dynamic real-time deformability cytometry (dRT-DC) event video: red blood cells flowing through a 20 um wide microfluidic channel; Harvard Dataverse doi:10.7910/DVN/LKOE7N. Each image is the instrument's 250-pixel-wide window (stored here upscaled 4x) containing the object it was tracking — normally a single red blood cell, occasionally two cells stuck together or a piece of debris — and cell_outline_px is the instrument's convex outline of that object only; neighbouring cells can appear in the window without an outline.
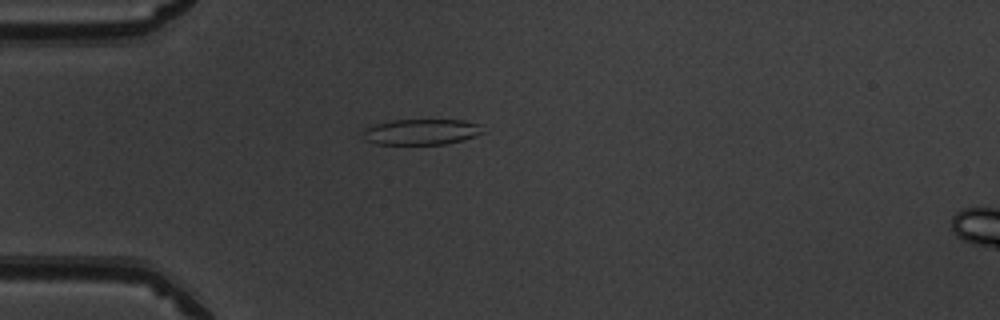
{"species": "common noctule bat (a hibernating species)", "species_latin": "Nyctalus noctula", "temperature_condition": "warm", "stored_images_in_passage": 41, "camera_frame_rate_fps": 3000, "um_per_image_px": 0.085, "animal": {"sex": "male", "body_mass_g": 19.5, "forearm_length_mm": 54.6}, "frame": {"image": 1, "passage_image": 4, "time_ms": 1.0, "image_size_px": [1000, 320], "cell_outline_px": [[484, 132], [460, 140], [444, 144], [376, 144], [364, 140], [360, 136], [364, 128], [376, 124], [392, 120], [464, 120], [476, 124]], "centroid_in_image_um": [35.69, 11.21], "position_along_channel_um": 49.3, "area_um2": 17.8}}
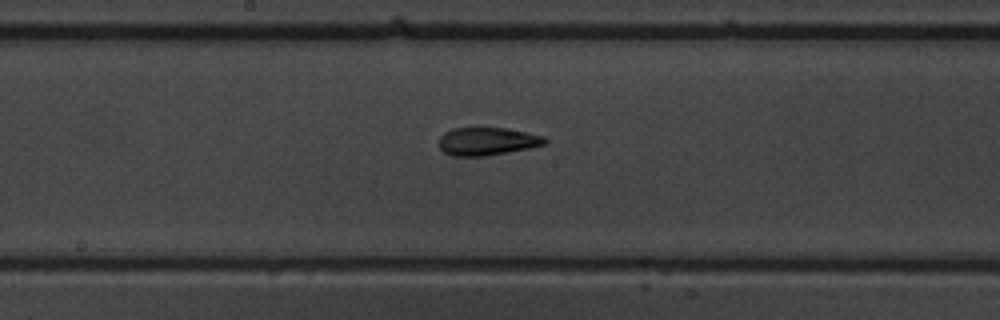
{"frame": {"image": 2, "passage_image": 17, "time_ms": 5.333, "image_size_px": [1000, 320], "cell_outline_px": [[548, 140], [544, 144], [528, 148], [484, 156], [452, 156], [444, 152], [440, 148], [440, 136], [444, 132], [452, 128], [504, 128], [544, 136]], "centroid_in_image_um": [41.37, 12.01], "position_along_channel_um": 206.8, "area_um2": 16.99}}
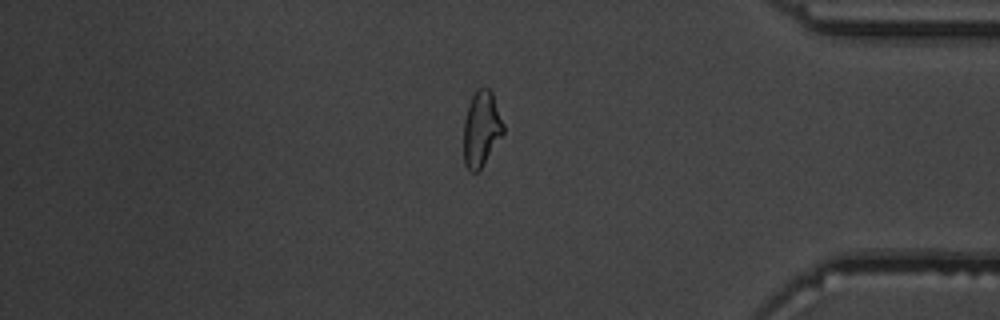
{"frame": {"image": 3, "passage_image": 33, "time_ms": 10.667, "image_size_px": [1000, 320], "cell_outline_px": [[504, 132], [480, 168], [476, 172], [472, 172], [464, 164], [464, 120], [468, 104], [476, 88], [488, 88], [492, 92], [504, 124]], "centroid_in_image_um": [40.91, 10.91], "position_along_channel_um": 394.3, "area_um2": 17.22}, "authors_computed_cell_mechanics": {"area_um2": 17.7446, "velocity_mm_per_s": 3.9759, "shape_relaxation_time_tau1_ms": 6.5805, "shape_relaxation_time_tau2_ms": 2.1756, "deformation_change_tau1": 0.1989, "deformation_change_tau2": 0.106}}